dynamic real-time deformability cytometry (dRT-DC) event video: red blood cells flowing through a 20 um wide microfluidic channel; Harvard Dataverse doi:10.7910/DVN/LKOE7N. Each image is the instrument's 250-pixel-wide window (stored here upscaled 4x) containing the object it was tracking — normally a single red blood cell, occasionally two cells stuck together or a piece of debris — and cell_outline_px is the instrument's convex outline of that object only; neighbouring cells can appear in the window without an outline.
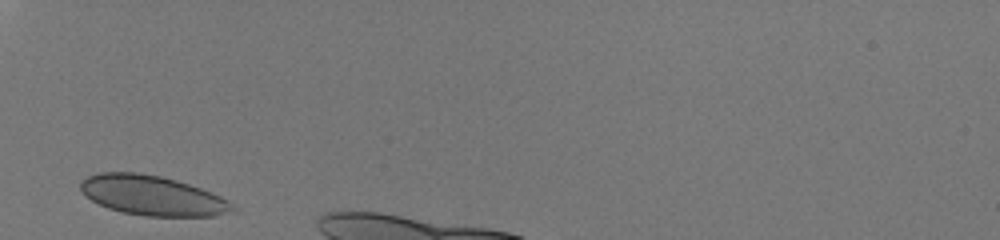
{"species": "human", "species_latin": "Homo sapiens", "temperature_condition": "room temperature", "stored_images_in_passage": 26, "camera_frame_rate_fps": 3000, "um_per_image_px": 0.085, "donor": {"sex": "male"}, "frame": {"image": 1, "passage_image": 1, "time_ms": 0.0, "image_size_px": [1000, 240], "cell_outline_px": [[240, 212], [216, 216], [144, 216], [124, 212], [108, 208], [92, 200], [80, 188], [80, 180], [96, 172], [140, 172], [160, 176], [176, 180], [200, 188], [220, 196], [228, 200]], "centroid_in_image_um": [13.0, 16.62], "position_along_channel_um": 72.0, "area_um2": 35.37}}
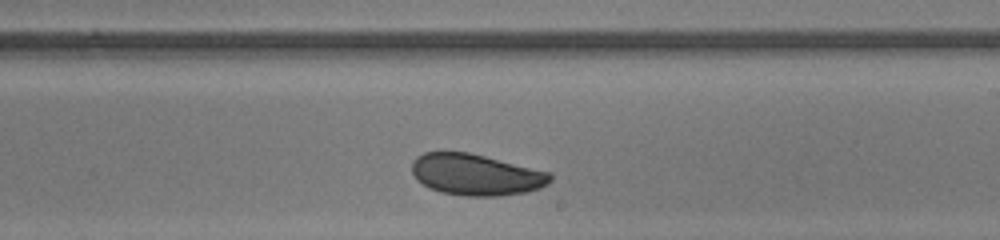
{"frame": {"image": 2, "passage_image": 15, "time_ms": 4.667, "image_size_px": [1000, 240], "cell_outline_px": [[552, 180], [548, 184], [540, 188], [524, 192], [500, 196], [464, 196], [440, 192], [416, 180], [412, 172], [412, 160], [416, 156], [424, 152], [468, 152], [552, 172]], "centroid_in_image_um": [40.47, 14.84], "position_along_channel_um": 248.5, "area_um2": 33.47}}
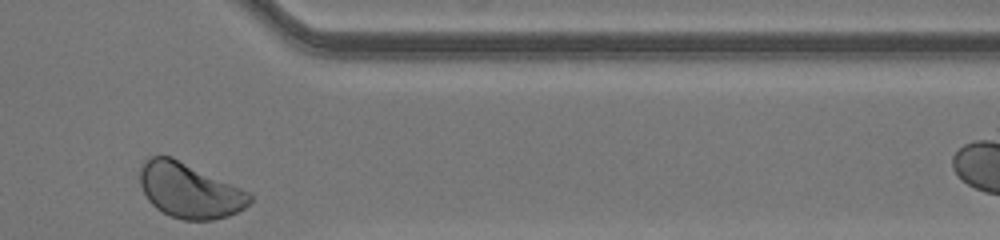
{"frame": {"image": 3, "passage_image": 26, "time_ms": 8.333, "image_size_px": [1000, 240], "cell_outline_px": [[252, 200], [244, 208], [228, 216], [212, 220], [184, 220], [172, 216], [156, 208], [148, 200], [140, 184], [140, 168], [144, 160], [148, 156], [172, 156], [240, 188], [248, 192], [252, 196]], "centroid_in_image_um": [16.08, 16.18], "position_along_channel_um": 395.3, "area_um2": 34.85}, "authors_computed_cell_mechanics": {"area_um2": 33.3217, "velocity_mm_per_s": 4.067, "shape_relaxation_time_tau1_ms": 3.7375, "shape_relaxation_time_tau2_ms": null, "deformation_change_tau1": 0.1038, "deformation_change_tau2": null}}